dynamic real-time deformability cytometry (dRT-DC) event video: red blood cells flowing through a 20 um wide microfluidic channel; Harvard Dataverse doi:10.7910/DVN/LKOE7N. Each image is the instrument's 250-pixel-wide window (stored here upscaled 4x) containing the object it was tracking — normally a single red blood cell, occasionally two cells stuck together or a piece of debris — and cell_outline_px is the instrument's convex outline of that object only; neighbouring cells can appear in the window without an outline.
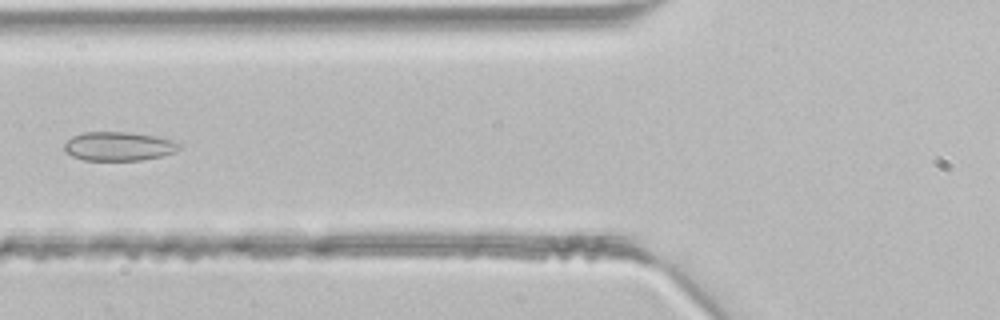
{"species": "common noctule bat (a hibernating species)", "species_latin": "Nyctalus noctula", "temperature_condition": "room temperature", "stored_images_in_passage": 3, "camera_frame_rate_fps": 3000, "um_per_image_px": 0.085, "animal": {"sex": "male", "body_mass_g": 21.5, "forearm_length_mm": 52.0}, "frame": {"image": 1, "passage_image": 3, "time_ms": 0.667, "image_size_px": [1000, 320], "cell_outline_px": [[180, 148], [176, 152], [160, 156], [140, 160], [84, 160], [72, 156], [64, 152], [64, 144], [72, 136], [84, 132], [128, 132], [156, 136], [172, 140], [180, 144]], "centroid_in_image_um": [10.07, 12.43], "position_along_channel_um": 115.7, "area_um2": 19.36}}